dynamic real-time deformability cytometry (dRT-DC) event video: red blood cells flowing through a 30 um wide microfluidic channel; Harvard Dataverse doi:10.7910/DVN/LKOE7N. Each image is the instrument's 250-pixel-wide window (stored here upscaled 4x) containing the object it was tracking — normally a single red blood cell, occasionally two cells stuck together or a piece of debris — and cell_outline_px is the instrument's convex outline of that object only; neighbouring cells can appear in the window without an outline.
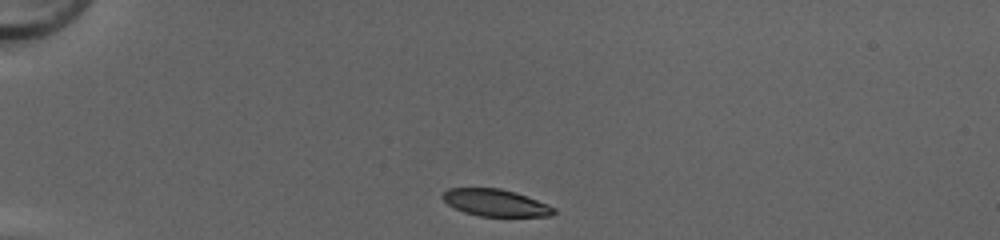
{"species": "common noctule bat (a hibernating species)", "species_latin": "Nyctalus noctula", "temperature_condition": "cold", "stored_images_in_passage": 33, "camera_frame_rate_fps": 3000, "um_per_image_px": 0.085, "animal": {"sex": "female", "body_mass_g": 20.0, "forearm_length_mm": 54.0}, "frame": {"image": 1, "passage_image": 1, "time_ms": 0.0, "image_size_px": [1000, 240], "cell_outline_px": [[556, 212], [552, 216], [480, 216], [464, 212], [448, 204], [440, 196], [448, 188], [500, 188], [516, 192], [548, 204], [556, 208]], "centroid_in_image_um": [42.14, 17.23], "position_along_channel_um": 42.9, "area_um2": 17.51}}
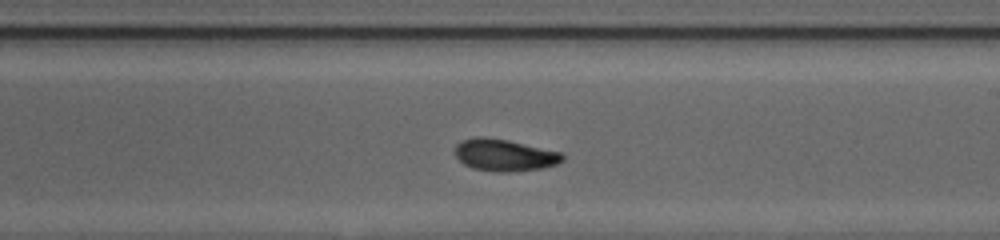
{"frame": {"image": 2, "passage_image": 19, "time_ms": 6.0, "image_size_px": [1000, 240], "cell_outline_px": [[564, 160], [556, 164], [540, 168], [508, 172], [500, 172], [472, 168], [464, 164], [456, 156], [456, 144], [460, 140], [472, 136], [484, 136], [508, 140], [564, 152]], "centroid_in_image_um": [42.88, 13.16], "position_along_channel_um": 246.1, "area_um2": 20.17}}
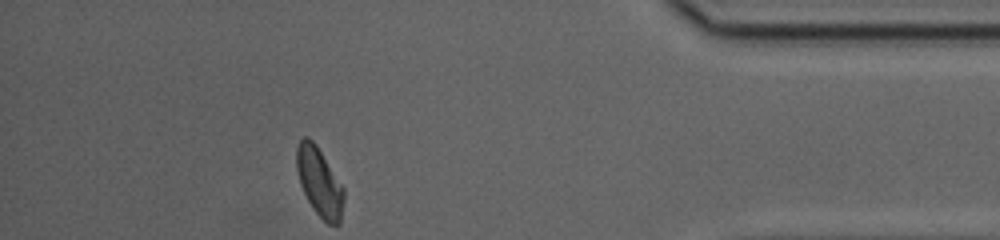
{"frame": {"image": 3, "passage_image": 33, "time_ms": 10.667, "image_size_px": [1000, 240], "cell_outline_px": [[344, 200], [340, 224], [328, 224], [312, 208], [300, 184], [296, 168], [296, 148], [300, 140], [304, 136], [308, 136], [316, 144], [344, 188]], "centroid_in_image_um": [27.14, 15.46], "position_along_channel_um": 408.1, "area_um2": 18.84}, "authors_computed_cell_mechanics": {"area_um2": 19.5364, "velocity_mm_per_s": 4.1993, "shape_relaxation_time_tau1_ms": 4.0092, "shape_relaxation_time_tau2_ms": 2.0862, "deformation_change_tau1": 0.1602, "deformation_change_tau2": 0.0711}}